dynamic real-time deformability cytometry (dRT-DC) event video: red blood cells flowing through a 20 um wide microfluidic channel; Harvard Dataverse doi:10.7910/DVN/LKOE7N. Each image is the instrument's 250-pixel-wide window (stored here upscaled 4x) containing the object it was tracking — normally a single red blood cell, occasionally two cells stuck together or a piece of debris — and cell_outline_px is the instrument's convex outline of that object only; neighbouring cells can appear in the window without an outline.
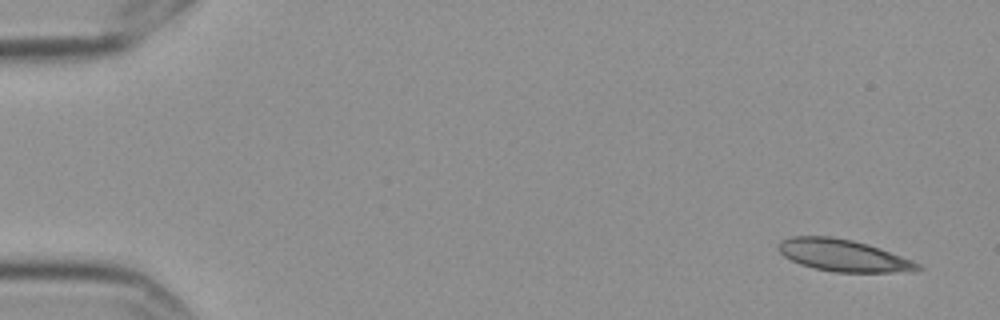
{"species": "Egyptian fruit bat (a non-hibernating species)", "species_latin": "Rousettus aegyptiacus", "temperature_condition": "cold", "stored_images_in_passage": 5, "camera_frame_rate_fps": 3000, "um_per_image_px": 0.085, "frame": {"image": 1, "passage_image": 1, "time_ms": 0.0, "image_size_px": [1000, 320], "cell_outline_px": [[924, 268], [892, 272], [832, 272], [812, 268], [800, 264], [784, 256], [776, 248], [776, 244], [780, 240], [792, 236], [832, 236], [852, 240], [868, 244], [880, 248], [912, 260], [920, 264]], "centroid_in_image_um": [71.6, 21.7], "position_along_channel_um": 13.4, "area_um2": 25.95}}
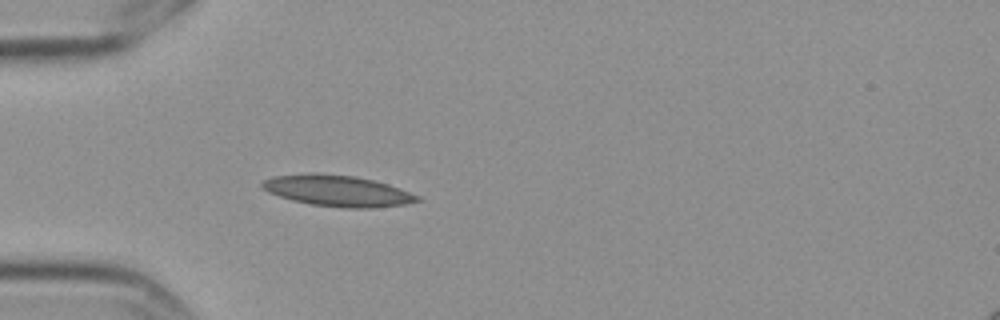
{"frame": {"image": 2, "passage_image": 5, "time_ms": 1.333, "image_size_px": [1000, 320], "cell_outline_px": [[420, 200], [404, 204], [372, 208], [344, 208], [312, 204], [292, 200], [268, 192], [260, 188], [260, 184], [264, 180], [272, 176], [312, 172], [316, 172], [356, 176], [388, 184], [420, 196]], "centroid_in_image_um": [28.64, 16.2], "position_along_channel_um": 56.4, "area_um2": 28.21}}